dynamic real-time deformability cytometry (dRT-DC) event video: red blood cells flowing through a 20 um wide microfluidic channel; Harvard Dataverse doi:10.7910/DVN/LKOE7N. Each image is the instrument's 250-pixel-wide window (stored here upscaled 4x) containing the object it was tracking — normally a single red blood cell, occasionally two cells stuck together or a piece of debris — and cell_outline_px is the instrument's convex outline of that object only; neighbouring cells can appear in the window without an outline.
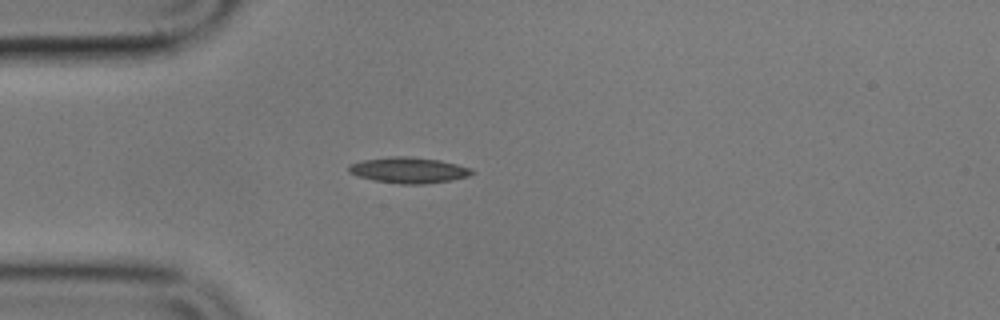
{"species": "common noctule bat (a hibernating species)", "species_latin": "Nyctalus noctula", "temperature_condition": "cold", "stored_images_in_passage": 14, "camera_frame_rate_fps": 3000, "um_per_image_px": 0.085, "animal": {"sex": "male", "body_mass_g": 17.9}, "frame": {"image": 1, "passage_image": 1, "time_ms": 0.0, "image_size_px": [1000, 320], "cell_outline_px": [[476, 172], [468, 176], [452, 180], [424, 184], [400, 184], [376, 180], [356, 176], [348, 172], [348, 164], [360, 160], [392, 156], [408, 156], [440, 160], [472, 168]], "centroid_in_image_um": [34.72, 14.46], "position_along_channel_um": 50.3, "area_um2": 18.73}}
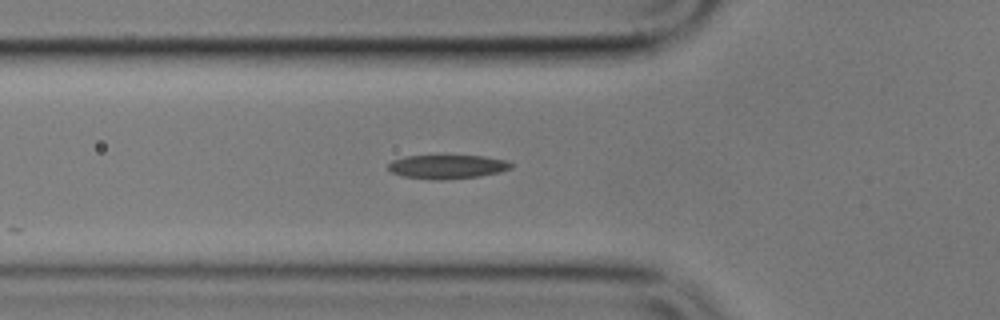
{"frame": {"image": 2, "passage_image": 5, "time_ms": 1.333, "image_size_px": [1000, 320], "cell_outline_px": [[512, 168], [500, 172], [480, 176], [444, 180], [436, 180], [404, 176], [392, 172], [388, 168], [388, 164], [392, 160], [404, 156], [484, 156], [508, 160], [512, 164]], "centroid_in_image_um": [38.05, 14.17], "position_along_channel_um": 87.8, "area_um2": 17.11}}
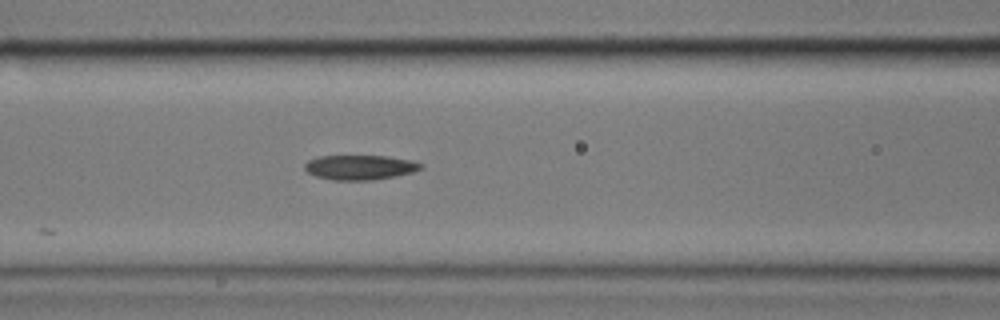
{"frame": {"image": 3, "passage_image": 9, "time_ms": 2.667, "image_size_px": [1000, 320], "cell_outline_px": [[424, 168], [412, 172], [372, 180], [332, 180], [316, 176], [308, 172], [304, 168], [304, 164], [308, 160], [320, 156], [388, 156], [412, 160], [424, 164]], "centroid_in_image_um": [30.61, 14.22], "position_along_channel_um": 136.0, "area_um2": 16.7}}